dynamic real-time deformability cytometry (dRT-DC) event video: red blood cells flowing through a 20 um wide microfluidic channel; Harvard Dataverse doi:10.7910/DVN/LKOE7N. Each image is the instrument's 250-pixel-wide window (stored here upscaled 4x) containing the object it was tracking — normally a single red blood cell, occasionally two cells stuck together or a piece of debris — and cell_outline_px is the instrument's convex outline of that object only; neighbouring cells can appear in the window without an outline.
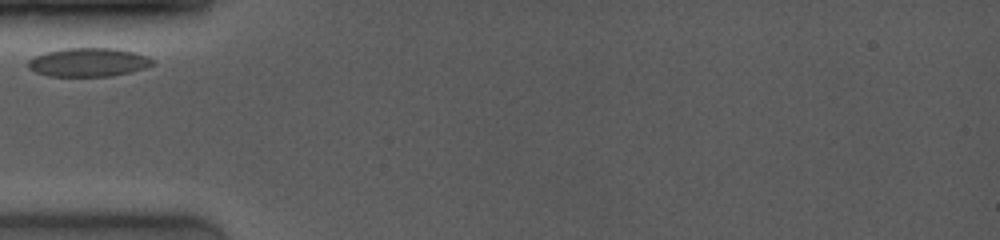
{"species": "common noctule bat (a hibernating species)", "species_latin": "Nyctalus noctula", "temperature_condition": "room temperature", "stored_images_in_passage": 3, "camera_frame_rate_fps": 4000, "um_per_image_px": 0.085, "animal": {"sex": "female", "body_mass_g": 19.0, "forearm_length_mm": 53.3}, "frame": {"image": 1, "passage_image": 1, "time_ms": 0.0, "image_size_px": [1000, 240], "cell_outline_px": [[156, 64], [144, 68], [112, 76], [48, 76], [36, 72], [28, 68], [24, 64], [28, 60], [36, 56], [48, 52], [64, 48], [116, 48], [136, 52], [156, 60]], "centroid_in_image_um": [7.53, 5.29], "position_along_channel_um": 77.5, "area_um2": 20.92}}